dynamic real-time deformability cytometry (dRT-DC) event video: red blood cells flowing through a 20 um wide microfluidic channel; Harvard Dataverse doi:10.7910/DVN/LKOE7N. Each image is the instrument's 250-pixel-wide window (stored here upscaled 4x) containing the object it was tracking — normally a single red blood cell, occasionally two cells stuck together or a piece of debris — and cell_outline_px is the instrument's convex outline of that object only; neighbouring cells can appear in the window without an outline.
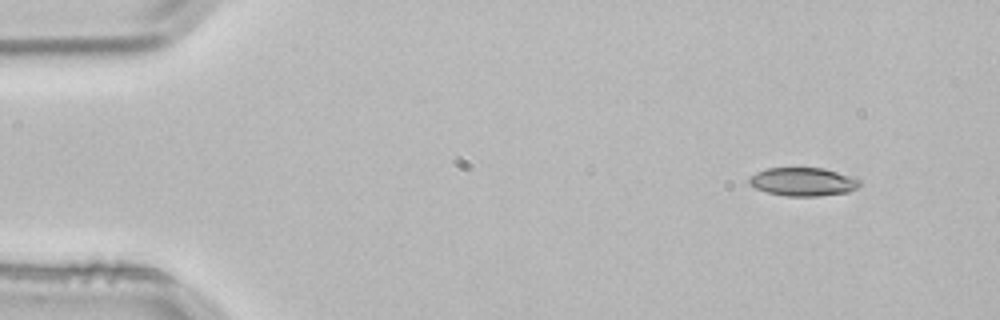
{"species": "common noctule bat (a hibernating species)", "species_latin": "Nyctalus noctula", "temperature_condition": "room temperature", "stored_images_in_passage": 3, "camera_frame_rate_fps": 3000, "um_per_image_px": 0.085, "animal": {"sex": "male", "body_mass_g": 21.5, "forearm_length_mm": 52.0}, "frame": {"image": 1, "passage_image": 1, "time_ms": 0.0, "image_size_px": [1000, 320], "cell_outline_px": [[860, 184], [856, 188], [848, 192], [820, 196], [788, 196], [768, 192], [756, 188], [748, 184], [748, 176], [756, 172], [768, 168], [824, 168], [856, 176], [860, 180]], "centroid_in_image_um": [68.28, 15.44], "position_along_channel_um": 16.7, "area_um2": 18.5}}
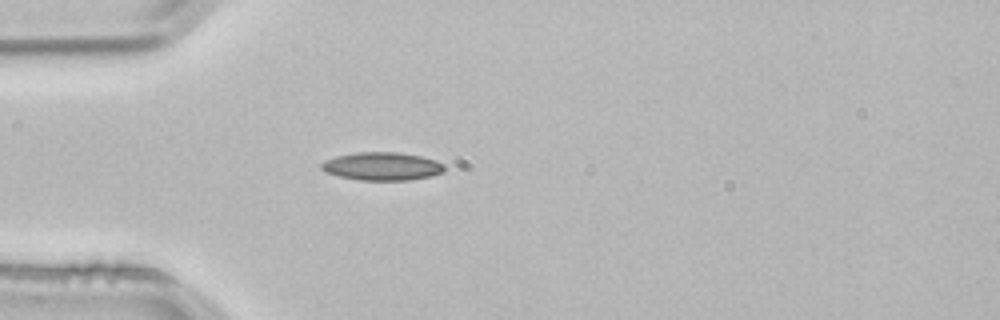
{"frame": {"image": 2, "passage_image": 3, "time_ms": 0.667, "image_size_px": [1000, 320], "cell_outline_px": [[444, 172], [432, 176], [412, 180], [360, 180], [340, 176], [328, 172], [320, 168], [320, 164], [324, 160], [336, 156], [356, 152], [400, 152], [420, 156], [436, 160], [444, 164]], "centroid_in_image_um": [32.5, 14.13], "position_along_channel_um": 52.5, "area_um2": 20.23}}